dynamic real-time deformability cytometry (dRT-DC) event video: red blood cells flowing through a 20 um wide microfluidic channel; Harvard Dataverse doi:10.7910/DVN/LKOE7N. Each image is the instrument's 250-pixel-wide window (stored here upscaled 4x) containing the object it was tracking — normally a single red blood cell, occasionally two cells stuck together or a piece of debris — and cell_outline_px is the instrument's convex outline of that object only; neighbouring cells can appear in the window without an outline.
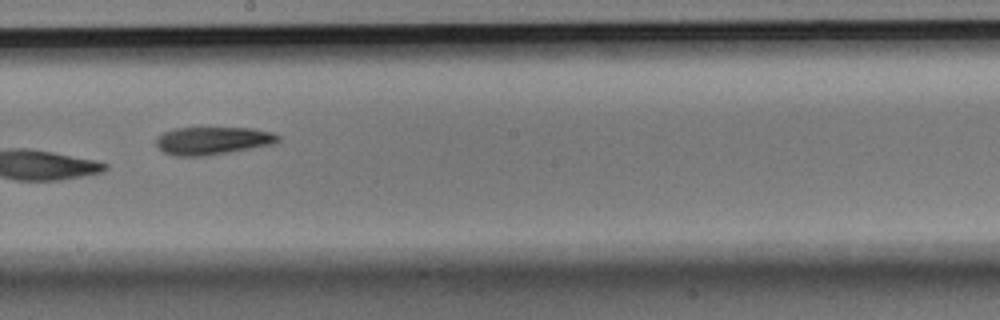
{"species": "Egyptian fruit bat (a non-hibernating species)", "species_latin": "Rousettus aegyptiacus", "temperature_condition": "room temperature", "stored_images_in_passage": 12, "camera_frame_rate_fps": 3000, "um_per_image_px": 0.085, "animal": {"sex": "male"}, "frame": {"image": 1, "passage_image": 7, "time_ms": 2.0, "image_size_px": [1000, 320], "cell_outline_px": [[280, 140], [272, 144], [252, 148], [204, 156], [176, 156], [164, 152], [156, 144], [156, 136], [164, 132], [176, 128], [252, 128], [272, 132], [280, 136]], "centroid_in_image_um": [18.07, 11.95], "position_along_channel_um": 230.1, "area_um2": 19.65}}
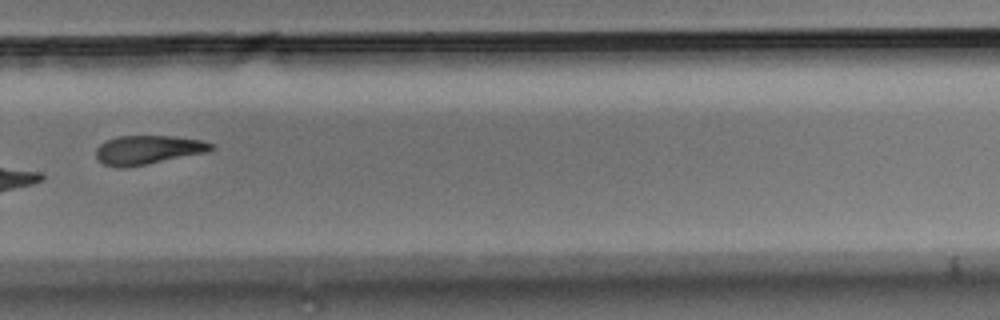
{"frame": {"image": 2, "passage_image": 9, "time_ms": 2.667, "image_size_px": [1000, 320], "cell_outline_px": [[216, 148], [208, 152], [124, 168], [120, 168], [104, 164], [96, 156], [96, 148], [104, 140], [120, 136], [172, 136], [204, 140], [216, 144]], "centroid_in_image_um": [12.62, 12.72], "position_along_channel_um": 317.2, "area_um2": 19.48}}
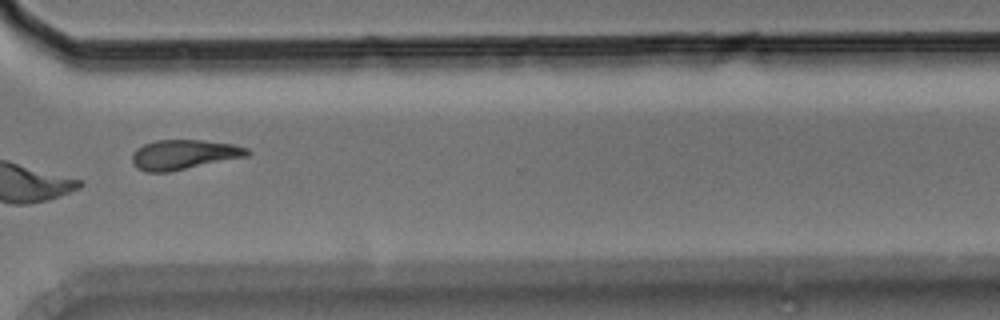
{"frame": {"image": 3, "passage_image": 10, "time_ms": 3.0, "image_size_px": [1000, 320], "cell_outline_px": [[252, 152], [248, 156], [168, 172], [144, 172], [136, 168], [132, 164], [132, 152], [136, 148], [144, 144], [156, 140], [204, 140], [232, 144], [248, 148]], "centroid_in_image_um": [15.6, 13.14], "position_along_channel_um": 355.0, "area_um2": 20.11}}